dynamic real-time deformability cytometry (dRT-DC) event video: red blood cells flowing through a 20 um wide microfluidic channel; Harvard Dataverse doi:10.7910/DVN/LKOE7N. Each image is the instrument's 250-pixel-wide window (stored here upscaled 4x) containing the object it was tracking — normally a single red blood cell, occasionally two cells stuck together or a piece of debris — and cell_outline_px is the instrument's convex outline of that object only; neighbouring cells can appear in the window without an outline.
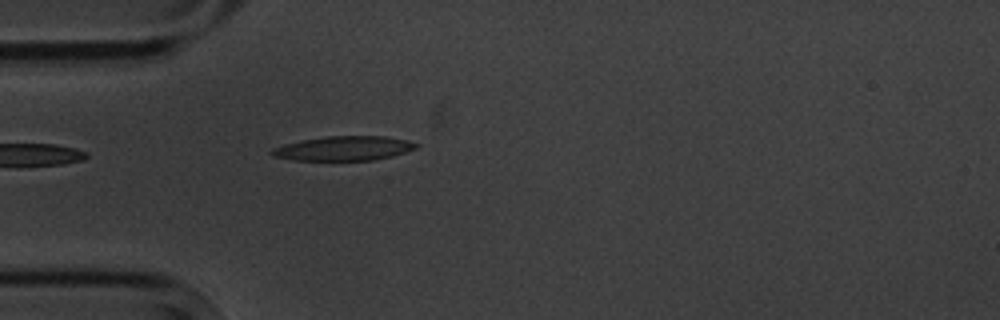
{"species": "common noctule bat (a hibernating species)", "species_latin": "Nyctalus noctula", "temperature_condition": "cold", "stored_images_in_passage": 5, "camera_frame_rate_fps": 3000, "um_per_image_px": 0.085, "animal": {"sex": "male", "body_mass_g": 20.1, "forearm_length_mm": 53.5}, "frame": {"image": 1, "passage_image": 5, "time_ms": 4.667, "image_size_px": [1000, 320], "cell_outline_px": [[420, 144], [416, 148], [392, 156], [372, 160], [292, 160], [272, 156], [268, 152], [272, 148], [284, 144], [300, 140], [328, 136], [384, 136], [408, 140]], "centroid_in_image_um": [29.18, 12.61], "position_along_channel_um": 55.8, "area_um2": 20.58}}